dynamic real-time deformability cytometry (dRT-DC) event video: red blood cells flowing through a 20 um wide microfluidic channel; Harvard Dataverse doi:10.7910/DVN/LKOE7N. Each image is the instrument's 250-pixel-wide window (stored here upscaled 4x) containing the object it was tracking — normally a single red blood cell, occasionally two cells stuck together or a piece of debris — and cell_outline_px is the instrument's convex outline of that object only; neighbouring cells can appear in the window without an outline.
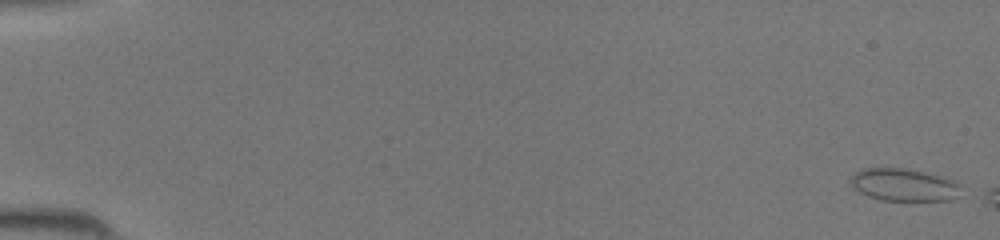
{"species": "common noctule bat (a hibernating species)", "species_latin": "Nyctalus noctula", "temperature_condition": "room temperature", "stored_images_in_passage": 43, "camera_frame_rate_fps": 3000, "um_per_image_px": 0.085, "animal": {"sex": "female", "body_mass_g": 19.5, "forearm_length_mm": 54.1}, "frame": {"image": 1, "passage_image": 1, "time_ms": 0.0, "image_size_px": [1000, 240], "cell_outline_px": [[956, 184], [952, 200], [880, 200], [868, 196], [852, 188], [852, 176], [860, 168], [904, 168], [936, 176], [948, 180]], "centroid_in_image_um": [76.65, 15.71], "position_along_channel_um": 8.4, "area_um2": 19.88}}
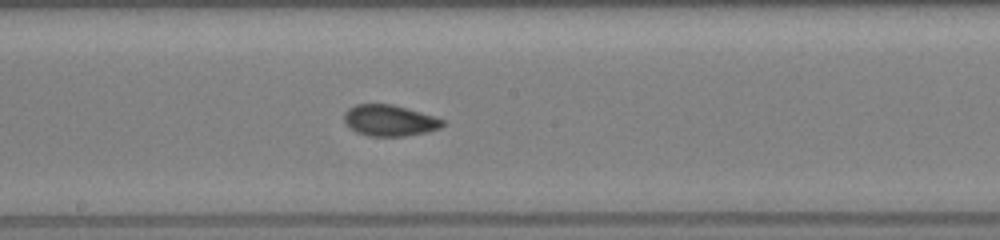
{"frame": {"image": 2, "passage_image": 26, "time_ms": 8.333, "image_size_px": [1000, 240], "cell_outline_px": [[444, 124], [440, 128], [428, 132], [404, 136], [368, 136], [356, 132], [344, 120], [344, 112], [348, 108], [356, 104], [392, 104], [420, 112], [444, 120]], "centroid_in_image_um": [33.1, 10.24], "position_along_channel_um": 215.1, "area_um2": 17.74}}
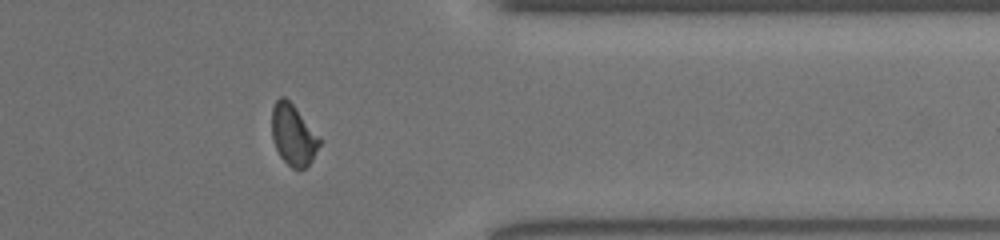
{"frame": {"image": 3, "passage_image": 38, "time_ms": 12.333, "image_size_px": [1000, 240], "cell_outline_px": [[320, 144], [312, 160], [300, 172], [292, 168], [280, 156], [276, 148], [272, 136], [272, 108], [276, 100], [280, 96], [284, 96], [296, 108], [320, 140]], "centroid_in_image_um": [24.9, 11.49], "position_along_channel_um": 386.5, "area_um2": 16.59}}